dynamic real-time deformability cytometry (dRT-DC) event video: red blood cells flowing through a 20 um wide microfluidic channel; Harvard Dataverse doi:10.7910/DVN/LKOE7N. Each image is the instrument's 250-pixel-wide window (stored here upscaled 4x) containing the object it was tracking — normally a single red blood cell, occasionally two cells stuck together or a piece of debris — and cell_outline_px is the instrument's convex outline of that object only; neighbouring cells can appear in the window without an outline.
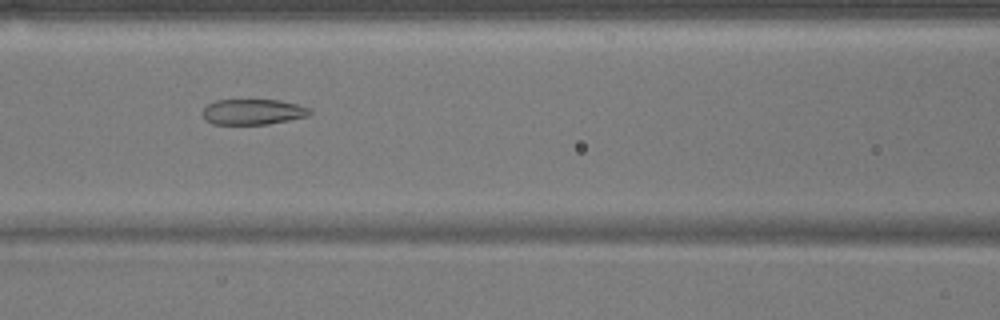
{"species": "common noctule bat (a hibernating species)", "species_latin": "Nyctalus noctula", "temperature_condition": "warm", "stored_images_in_passage": 50, "camera_frame_rate_fps": 3000, "um_per_image_px": 0.085, "animal": {"sex": "male", "body_mass_g": 17.9}, "frame": {"image": 1, "passage_image": 20, "time_ms": 6.333, "image_size_px": [1000, 320], "cell_outline_px": [[312, 112], [308, 116], [268, 124], [212, 124], [204, 120], [200, 112], [208, 104], [216, 100], [280, 100], [296, 104], [308, 108]], "centroid_in_image_um": [21.44, 9.51], "position_along_channel_um": 145.2, "area_um2": 16.01}}
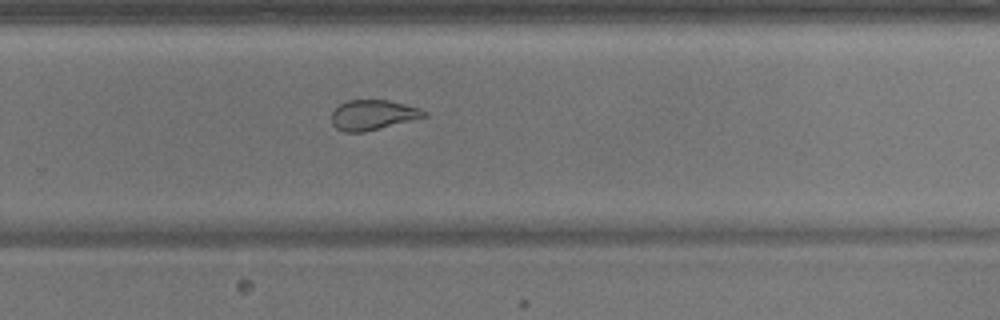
{"frame": {"image": 2, "passage_image": 32, "time_ms": 10.333, "image_size_px": [1000, 320], "cell_outline_px": [[428, 116], [364, 132], [344, 132], [336, 128], [332, 124], [332, 112], [340, 104], [348, 100], [388, 100], [420, 108], [428, 112]], "centroid_in_image_um": [31.7, 9.77], "position_along_channel_um": 298.1, "area_um2": 16.13}}
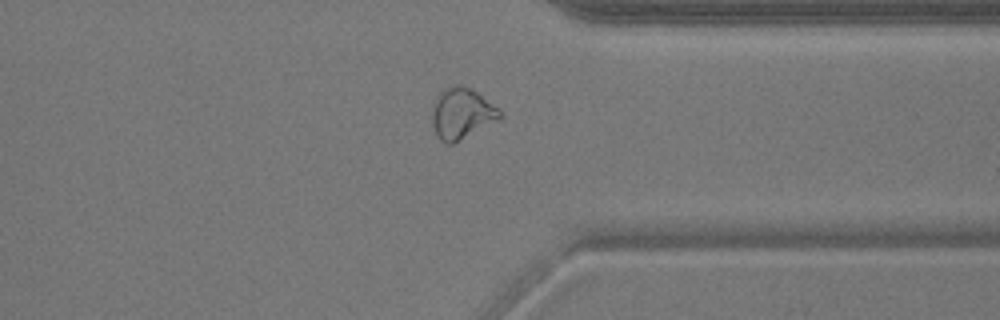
{"frame": {"image": 3, "passage_image": 38, "time_ms": 12.333, "image_size_px": [1000, 320], "cell_outline_px": [[504, 116], [500, 120], [452, 144], [448, 144], [440, 140], [432, 124], [432, 108], [436, 96], [444, 88], [456, 84], [460, 84], [476, 92], [500, 108], [504, 112]], "centroid_in_image_um": [39.28, 9.64], "position_along_channel_um": 372.1, "area_um2": 20.35}, "authors_computed_cell_mechanics": {"area_um2": 20.7502, "velocity_mm_per_s": 3.83, "shape_relaxation_time_tau1_ms": null, "shape_relaxation_time_tau2_ms": 1.7843, "deformation_change_tau1": null, "deformation_change_tau2": 0.0845}}